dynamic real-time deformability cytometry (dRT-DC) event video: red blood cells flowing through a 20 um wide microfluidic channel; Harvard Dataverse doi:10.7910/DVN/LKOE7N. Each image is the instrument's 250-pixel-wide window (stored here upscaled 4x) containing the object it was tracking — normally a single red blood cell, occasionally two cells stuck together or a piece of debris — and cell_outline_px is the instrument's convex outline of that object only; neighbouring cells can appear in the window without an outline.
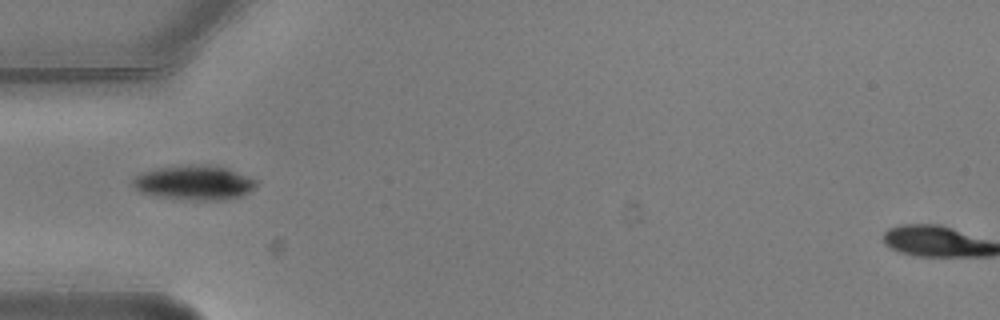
{"species": "common noctule bat (a hibernating species)", "species_latin": "Nyctalus noctula", "temperature_condition": "warm", "stored_images_in_passage": 6, "camera_frame_rate_fps": 3000, "um_per_image_px": 0.085, "animal": {"sex": "male", "body_mass_g": 20.5, "forearm_length_mm": 52.5}, "frame": {"image": 1, "passage_image": 6, "time_ms": 1.667, "image_size_px": [1000, 320], "cell_outline_px": [[260, 180], [248, 192], [240, 196], [220, 200], [192, 200], [160, 196], [140, 192], [132, 184], [132, 180], [136, 176], [144, 172], [156, 168], [188, 164], [204, 164], [228, 168]], "centroid_in_image_um": [16.54, 15.51], "position_along_channel_um": 68.5, "area_um2": 24.8}}